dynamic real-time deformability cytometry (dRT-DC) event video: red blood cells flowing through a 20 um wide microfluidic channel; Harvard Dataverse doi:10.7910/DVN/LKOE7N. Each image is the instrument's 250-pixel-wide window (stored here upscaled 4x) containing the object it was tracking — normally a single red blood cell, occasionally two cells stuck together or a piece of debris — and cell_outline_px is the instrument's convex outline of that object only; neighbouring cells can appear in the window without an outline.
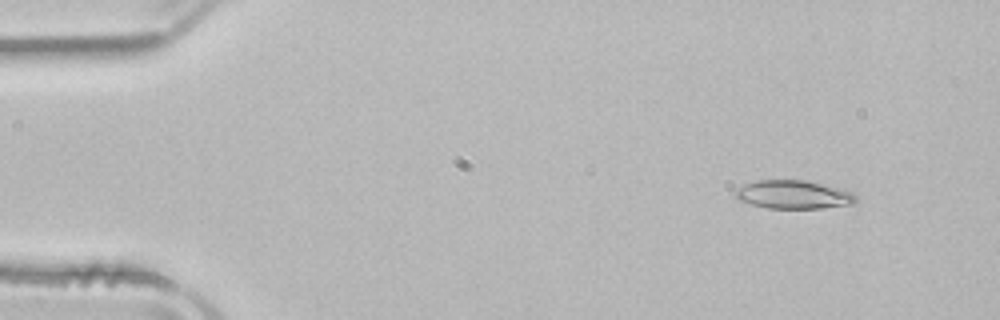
{"species": "common noctule bat (a hibernating species)", "species_latin": "Nyctalus noctula", "temperature_condition": "room temperature", "stored_images_in_passage": 51, "camera_frame_rate_fps": 3000, "um_per_image_px": 0.085, "animal": {"sex": "male", "body_mass_g": 21.5, "forearm_length_mm": 52.0}, "frame": {"image": 1, "passage_image": 5, "time_ms": 1.333, "image_size_px": [1000, 320], "cell_outline_px": [[856, 200], [852, 204], [824, 208], [768, 208], [752, 204], [740, 200], [736, 196], [736, 188], [744, 184], [756, 180], [808, 180], [852, 192], [856, 196]], "centroid_in_image_um": [67.44, 16.53], "position_along_channel_um": 17.6, "area_um2": 19.83}}
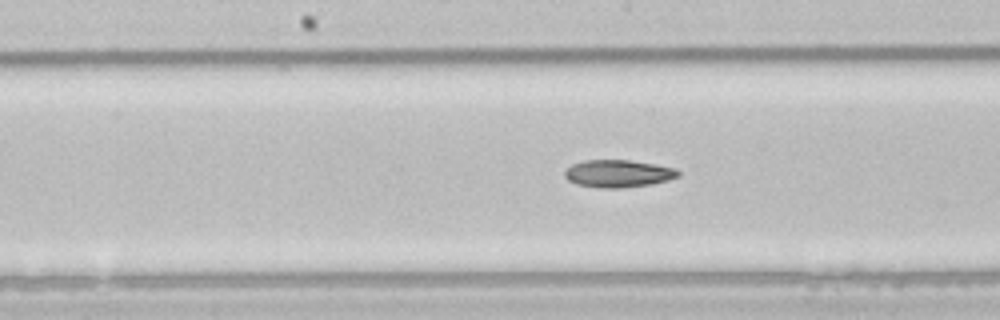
{"frame": {"image": 2, "passage_image": 26, "time_ms": 8.333, "image_size_px": [1000, 320], "cell_outline_px": [[680, 176], [668, 180], [652, 184], [620, 188], [596, 188], [576, 184], [568, 180], [564, 176], [564, 172], [572, 164], [584, 160], [628, 160], [656, 164], [676, 168], [680, 172]], "centroid_in_image_um": [52.55, 14.76], "position_along_channel_um": 195.6, "area_um2": 18.32}}
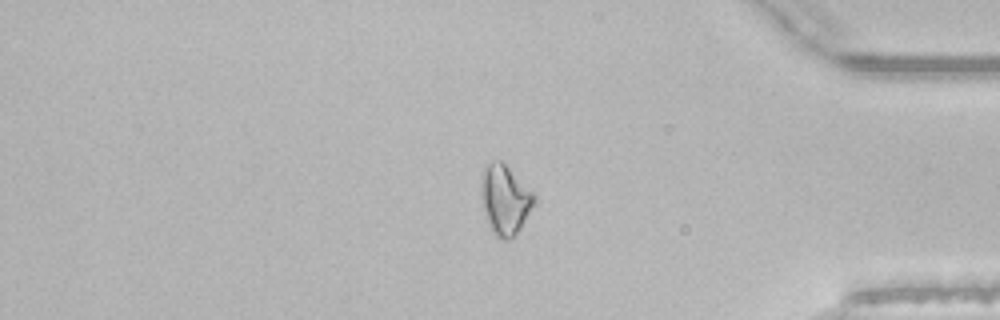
{"frame": {"image": 3, "passage_image": 43, "time_ms": 14.0, "image_size_px": [1000, 320], "cell_outline_px": [[532, 204], [520, 228], [508, 240], [504, 240], [496, 236], [488, 224], [484, 208], [480, 188], [480, 184], [484, 168], [492, 160], [500, 160], [532, 192]], "centroid_in_image_um": [42.86, 16.96], "position_along_channel_um": 392.3, "area_um2": 20.46}, "authors_computed_cell_mechanics": {"area_um2": 19.7098, "velocity_mm_per_s": 3.9339, "shape_relaxation_time_tau1_ms": null, "shape_relaxation_time_tau2_ms": 6.8638, "deformation_change_tau1": null, "deformation_change_tau2": 0.141}}